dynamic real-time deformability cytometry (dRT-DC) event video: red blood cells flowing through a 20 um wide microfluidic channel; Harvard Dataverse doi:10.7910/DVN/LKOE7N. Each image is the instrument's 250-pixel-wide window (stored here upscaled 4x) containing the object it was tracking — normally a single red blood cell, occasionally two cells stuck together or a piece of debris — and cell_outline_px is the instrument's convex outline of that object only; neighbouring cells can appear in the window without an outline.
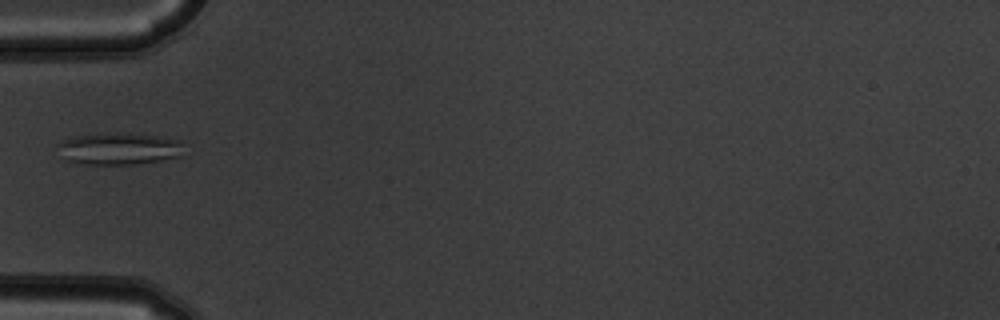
{"species": "common noctule bat (a hibernating species)", "species_latin": "Nyctalus noctula", "temperature_condition": "warm", "stored_images_in_passage": 7, "camera_frame_rate_fps": 3000, "um_per_image_px": 0.085, "animal": {"sex": "male", "body_mass_g": 19.5, "forearm_length_mm": 54.6}, "frame": {"image": 1, "passage_image": 4, "time_ms": 1.0, "image_size_px": [1000, 320], "cell_outline_px": [[180, 156], [160, 160], [132, 164], [80, 164], [68, 160], [56, 144], [64, 140], [76, 136], [108, 132], [120, 132], [156, 136], [180, 140]], "centroid_in_image_um": [10.08, 12.62], "position_along_channel_um": 74.9, "area_um2": 23.06}}
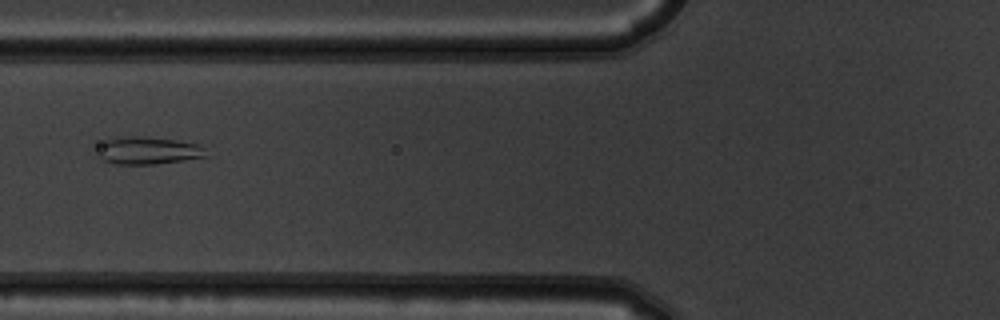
{"frame": {"image": 2, "passage_image": 5, "time_ms": 1.333, "image_size_px": [1000, 320], "cell_outline_px": [[208, 156], [156, 164], [116, 164], [104, 160], [96, 156], [100, 144], [116, 136], [140, 136], [176, 140], [200, 144]], "centroid_in_image_um": [12.55, 12.79], "position_along_channel_um": 113.3, "area_um2": 17.4}}